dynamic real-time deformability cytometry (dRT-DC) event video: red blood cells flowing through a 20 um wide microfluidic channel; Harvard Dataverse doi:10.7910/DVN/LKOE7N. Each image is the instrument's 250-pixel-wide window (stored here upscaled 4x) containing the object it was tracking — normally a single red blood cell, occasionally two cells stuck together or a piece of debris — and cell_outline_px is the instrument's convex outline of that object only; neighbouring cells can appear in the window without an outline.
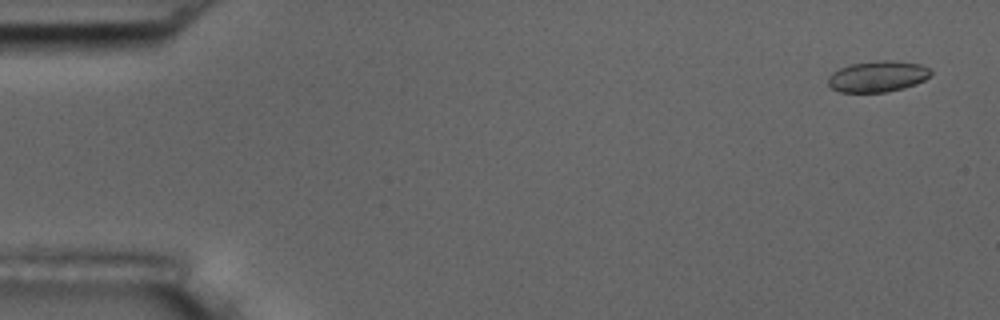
{"species": "common noctule bat (a hibernating species)", "species_latin": "Nyctalus noctula", "temperature_condition": "room temperature", "stored_images_in_passage": 4, "camera_frame_rate_fps": 3000, "um_per_image_px": 0.085, "animal": {"sex": "male", "body_mass_g": 17.5, "forearm_length_mm": 52.3}, "frame": {"image": 1, "passage_image": 1, "time_ms": 0.0, "image_size_px": [1000, 320], "cell_outline_px": [[932, 72], [924, 80], [916, 84], [904, 88], [884, 92], [840, 92], [832, 88], [828, 84], [828, 76], [832, 72], [848, 64], [880, 60], [888, 60], [920, 64], [928, 68]], "centroid_in_image_um": [74.57, 6.49], "position_along_channel_um": 10.4, "area_um2": 18.55}}
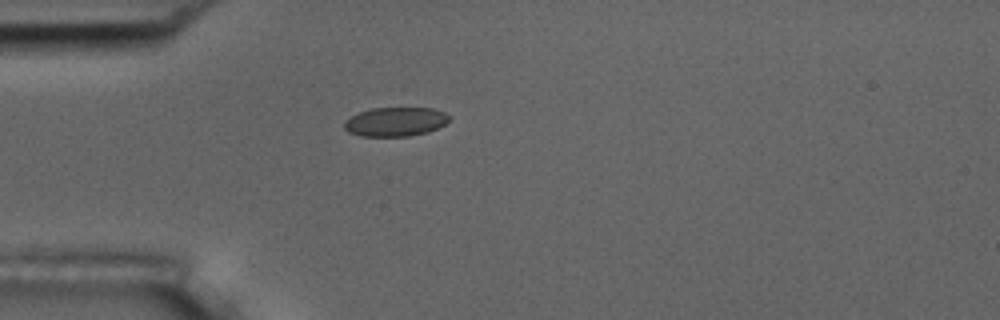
{"frame": {"image": 2, "passage_image": 4, "time_ms": 4.333, "image_size_px": [1000, 320], "cell_outline_px": [[448, 120], [444, 124], [428, 132], [408, 136], [360, 136], [348, 132], [344, 128], [344, 120], [360, 112], [372, 108], [432, 108], [444, 112], [448, 116]], "centroid_in_image_um": [33.57, 10.35], "position_along_channel_um": 51.4, "area_um2": 17.63}}